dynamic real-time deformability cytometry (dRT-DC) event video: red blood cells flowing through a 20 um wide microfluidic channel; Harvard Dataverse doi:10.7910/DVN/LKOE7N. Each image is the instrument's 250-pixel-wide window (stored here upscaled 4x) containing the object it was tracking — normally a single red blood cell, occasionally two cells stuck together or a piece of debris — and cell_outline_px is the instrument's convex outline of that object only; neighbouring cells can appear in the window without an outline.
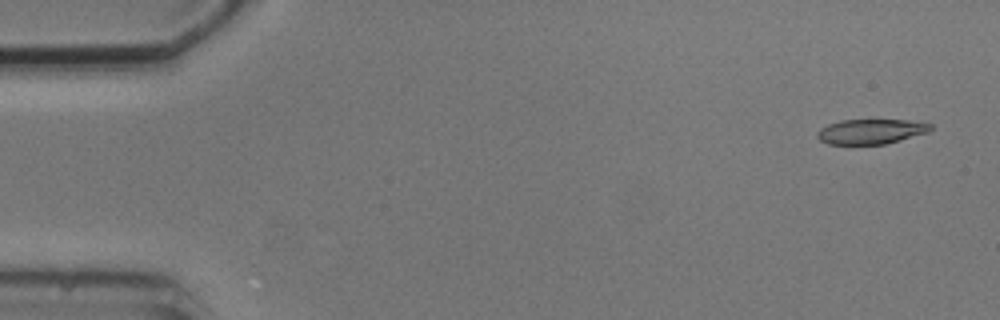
{"species": "common noctule bat (a hibernating species)", "species_latin": "Nyctalus noctula", "temperature_condition": "cold", "stored_images_in_passage": 4, "camera_frame_rate_fps": 3000, "um_per_image_px": 0.085, "animal": {"sex": "male", "body_mass_g": 20.5, "forearm_length_mm": 52.5}, "frame": {"image": 1, "passage_image": 1, "time_ms": 0.0, "image_size_px": [1000, 320], "cell_outline_px": [[932, 128], [928, 132], [900, 140], [884, 144], [828, 144], [820, 140], [816, 136], [816, 132], [820, 128], [828, 124], [840, 120], [908, 120], [932, 124]], "centroid_in_image_um": [74.0, 11.17], "position_along_channel_um": 11.0, "area_um2": 16.42}}
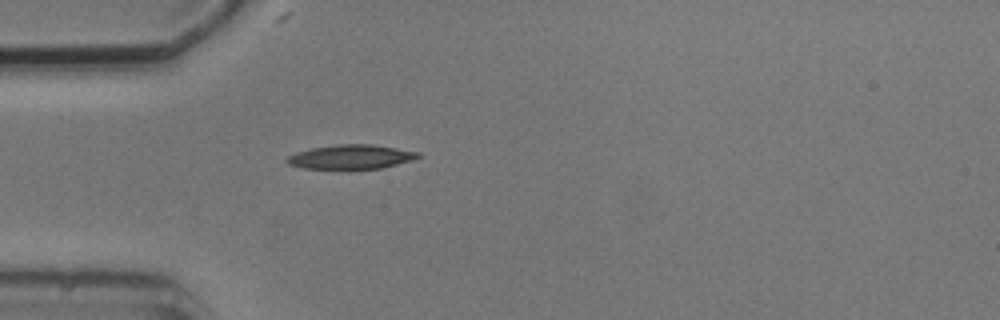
{"frame": {"image": 2, "passage_image": 4, "time_ms": 4.333, "image_size_px": [1000, 320], "cell_outline_px": [[420, 156], [412, 160], [380, 168], [304, 168], [288, 164], [284, 160], [288, 156], [296, 152], [312, 148], [340, 144], [372, 144], [420, 152]], "centroid_in_image_um": [29.82, 13.32], "position_along_channel_um": 55.2, "area_um2": 18.21}}